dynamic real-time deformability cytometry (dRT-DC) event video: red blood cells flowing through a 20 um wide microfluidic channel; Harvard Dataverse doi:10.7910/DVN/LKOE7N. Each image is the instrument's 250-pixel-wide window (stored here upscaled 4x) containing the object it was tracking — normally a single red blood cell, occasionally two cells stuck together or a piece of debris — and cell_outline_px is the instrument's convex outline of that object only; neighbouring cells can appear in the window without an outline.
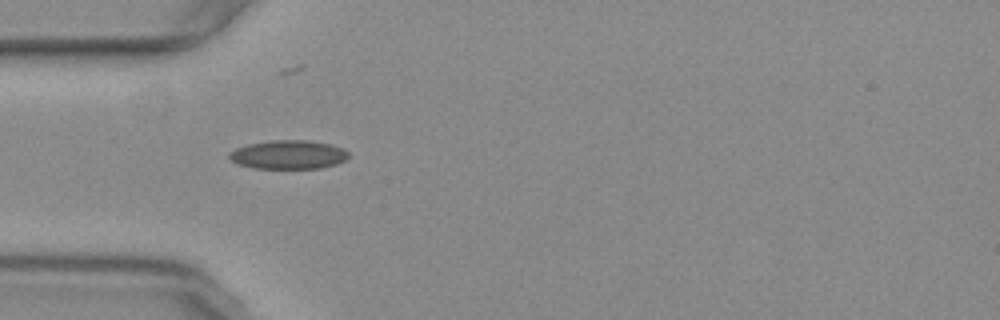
{"species": "common noctule bat (a hibernating species)", "species_latin": "Nyctalus noctula", "temperature_condition": "warm", "stored_images_in_passage": 39, "camera_frame_rate_fps": 3000, "um_per_image_px": 0.085, "animal": {"sex": "female", "body_mass_g": 29.2, "forearm_length_mm": 56.3}, "frame": {"image": 1, "passage_image": 1, "time_ms": 0.0, "image_size_px": [1000, 320], "cell_outline_px": [[348, 156], [344, 160], [336, 164], [320, 168], [252, 168], [236, 164], [228, 156], [228, 152], [236, 148], [248, 144], [272, 140], [304, 140], [332, 144], [344, 148], [348, 152]], "centroid_in_image_um": [24.49, 13.14], "position_along_channel_um": 60.5, "area_um2": 20.06}}
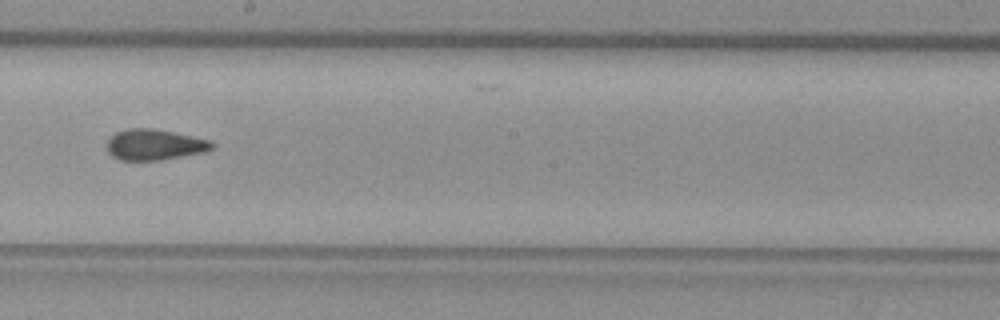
{"frame": {"image": 2, "passage_image": 15, "time_ms": 4.667, "image_size_px": [1000, 320], "cell_outline_px": [[216, 144], [212, 148], [204, 152], [160, 160], [120, 160], [112, 156], [108, 152], [108, 140], [116, 132], [128, 128], [152, 128], [212, 140]], "centroid_in_image_um": [13.15, 12.29], "position_along_channel_um": 235.0, "area_um2": 18.79}}
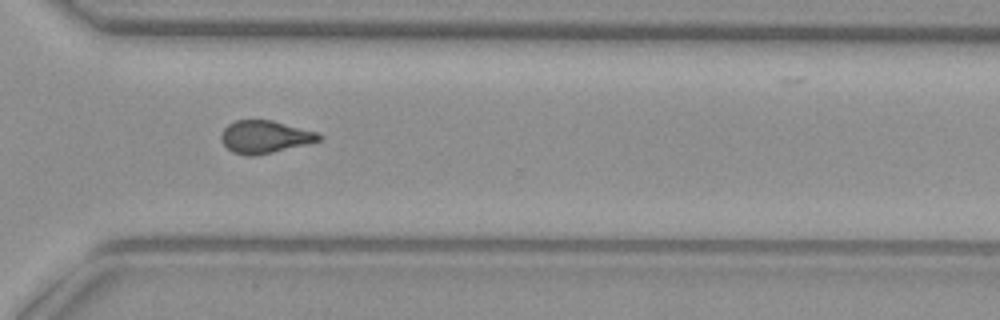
{"frame": {"image": 3, "passage_image": 24, "time_ms": 7.667, "image_size_px": [1000, 320], "cell_outline_px": [[324, 136], [320, 140], [308, 144], [256, 156], [244, 156], [232, 152], [220, 140], [220, 136], [224, 128], [228, 124], [236, 120], [272, 120], [316, 132]], "centroid_in_image_um": [22.5, 11.64], "position_along_channel_um": 348.1, "area_um2": 18.67}, "authors_computed_cell_mechanics": {"area_um2": 18.7272, "velocity_mm_per_s": 3.7713, "shape_relaxation_time_tau1_ms": null, "shape_relaxation_time_tau2_ms": 1.8774, "deformation_change_tau1": null, "deformation_change_tau2": 0.0924}}